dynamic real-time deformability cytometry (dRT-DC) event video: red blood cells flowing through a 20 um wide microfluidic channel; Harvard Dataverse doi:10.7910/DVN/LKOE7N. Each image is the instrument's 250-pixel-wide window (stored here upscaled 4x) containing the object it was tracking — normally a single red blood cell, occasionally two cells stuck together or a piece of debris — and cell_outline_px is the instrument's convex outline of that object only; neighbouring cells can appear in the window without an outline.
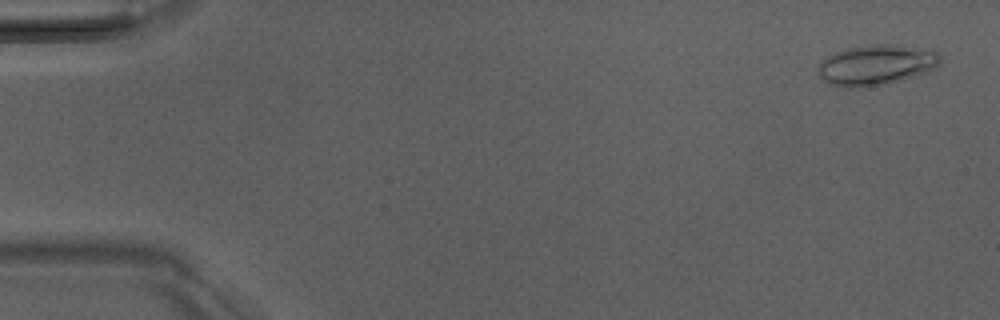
{"species": "Egyptian fruit bat (a non-hibernating species)", "species_latin": "Rousettus aegyptiacus", "temperature_condition": "room temperature", "stored_images_in_passage": 51, "camera_frame_rate_fps": 3000, "um_per_image_px": 0.085, "animal": {"sex": "male"}, "frame": {"image": 1, "passage_image": 2, "time_ms": 0.333, "image_size_px": [1000, 320], "cell_outline_px": [[940, 64], [928, 72], [900, 80], [884, 84], [860, 88], [848, 88], [828, 84], [820, 76], [820, 64], [828, 56], [836, 52], [848, 48], [876, 44], [888, 44], [932, 48], [940, 56]], "centroid_in_image_um": [74.53, 5.52], "position_along_channel_um": 10.5, "area_um2": 28.67}}
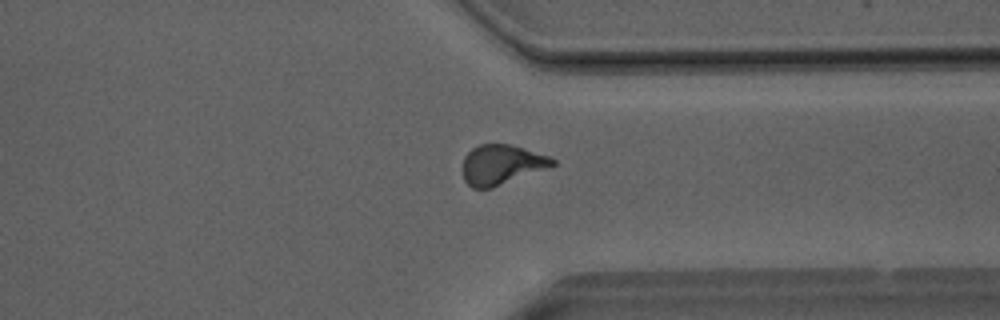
{"frame": {"image": 2, "passage_image": 39, "time_ms": 12.667, "image_size_px": [1000, 320], "cell_outline_px": [[556, 164], [492, 188], [472, 188], [464, 180], [464, 156], [472, 148], [480, 144], [512, 144], [548, 156], [556, 160]], "centroid_in_image_um": [42.61, 13.98], "position_along_channel_um": 368.8, "area_um2": 20.52}}
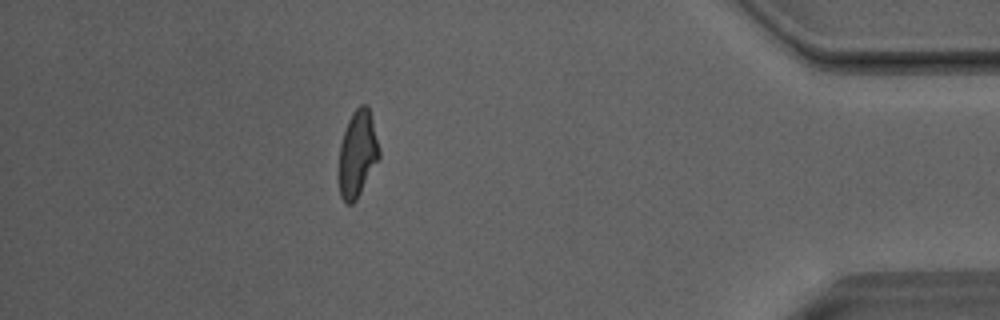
{"frame": {"image": 3, "passage_image": 45, "time_ms": 14.667, "image_size_px": [1000, 320], "cell_outline_px": [[380, 156], [356, 200], [352, 204], [348, 204], [340, 196], [340, 144], [348, 120], [352, 112], [360, 104], [368, 104], [380, 152]], "centroid_in_image_um": [30.39, 13.03], "position_along_channel_um": 404.8, "area_um2": 19.83}, "authors_computed_cell_mechanics": {"area_um2": 21.097, "velocity_mm_per_s": 4.0635, "shape_relaxation_time_tau1_ms": 5.1824, "shape_relaxation_time_tau2_ms": 1.7423, "deformation_change_tau1": 0.175, "deformation_change_tau2": 0.0882}}